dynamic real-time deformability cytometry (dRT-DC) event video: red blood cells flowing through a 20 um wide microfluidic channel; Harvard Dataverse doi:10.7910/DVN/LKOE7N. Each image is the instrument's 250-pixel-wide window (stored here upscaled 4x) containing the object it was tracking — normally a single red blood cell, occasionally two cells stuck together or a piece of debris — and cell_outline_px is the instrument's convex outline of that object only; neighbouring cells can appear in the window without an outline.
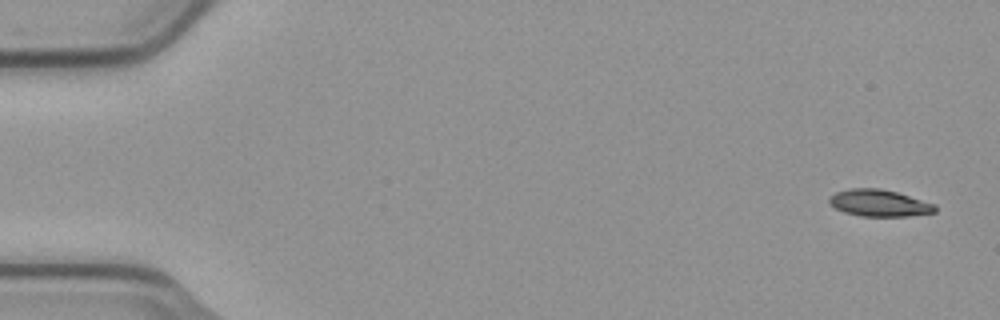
{"species": "common noctule bat (a hibernating species)", "species_latin": "Nyctalus noctula", "temperature_condition": "cold", "stored_images_in_passage": 55, "camera_frame_rate_fps": 3000, "um_per_image_px": 0.085, "animal": {"sex": "male", "body_mass_g": 23.1, "forearm_length_mm": 52.7}, "frame": {"image": 1, "passage_image": 2, "time_ms": 0.333, "image_size_px": [1000, 320], "cell_outline_px": [[936, 212], [908, 216], [860, 216], [844, 212], [828, 204], [828, 196], [836, 192], [848, 188], [880, 188], [896, 192], [936, 204]], "centroid_in_image_um": [74.7, 17.25], "position_along_channel_um": 10.3, "area_um2": 16.65}}
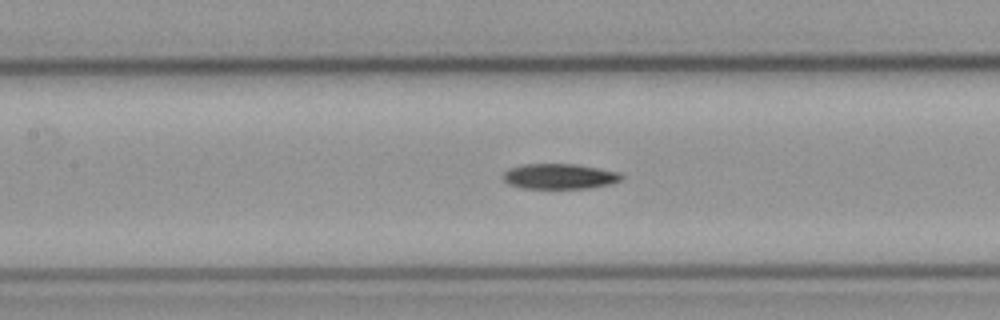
{"frame": {"image": 2, "passage_image": 25, "time_ms": 8.0, "image_size_px": [1000, 320], "cell_outline_px": [[624, 176], [620, 180], [608, 184], [588, 188], [520, 188], [508, 184], [504, 180], [504, 172], [508, 168], [524, 164], [576, 164], [620, 172]], "centroid_in_image_um": [47.54, 14.98], "position_along_channel_um": 159.9, "area_um2": 17.4}}
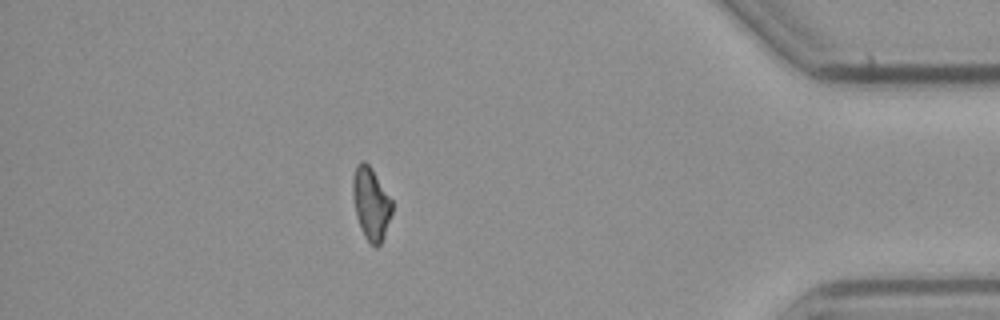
{"frame": {"image": 3, "passage_image": 48, "time_ms": 15.667, "image_size_px": [1000, 320], "cell_outline_px": [[392, 212], [384, 236], [380, 244], [376, 248], [364, 236], [360, 228], [356, 216], [352, 192], [352, 176], [356, 164], [360, 160], [364, 160], [372, 168], [392, 200]], "centroid_in_image_um": [31.51, 17.27], "position_along_channel_um": 403.7, "area_um2": 16.7}}